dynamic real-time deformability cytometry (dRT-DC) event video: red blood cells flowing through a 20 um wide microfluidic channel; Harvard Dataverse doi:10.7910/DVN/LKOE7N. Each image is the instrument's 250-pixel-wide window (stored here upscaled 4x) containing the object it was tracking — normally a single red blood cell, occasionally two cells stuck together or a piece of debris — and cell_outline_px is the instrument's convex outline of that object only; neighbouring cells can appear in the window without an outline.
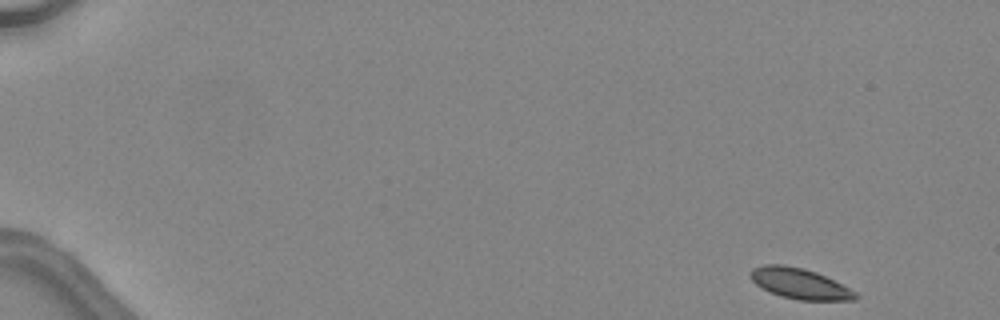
{"species": "common noctule bat (a hibernating species)", "species_latin": "Nyctalus noctula", "temperature_condition": "warm", "stored_images_in_passage": 46, "camera_frame_rate_fps": 3000, "um_per_image_px": 0.085, "animal": {"sex": "female", "body_mass_g": 24.6, "forearm_length_mm": 56.2}, "frame": {"image": 1, "passage_image": 1, "time_ms": 0.0, "image_size_px": [1000, 320], "cell_outline_px": [[860, 296], [856, 300], [800, 300], [780, 296], [760, 288], [748, 276], [752, 268], [764, 264], [784, 264], [804, 268], [816, 272], [856, 292]], "centroid_in_image_um": [67.93, 24.1], "position_along_channel_um": 17.1, "area_um2": 18.79}}
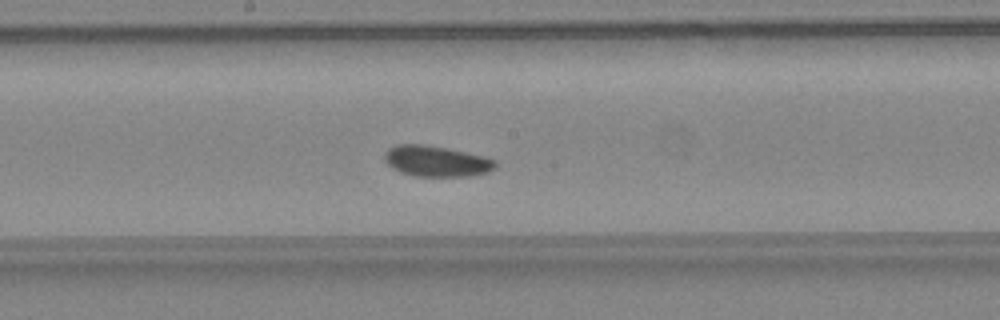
{"frame": {"image": 2, "passage_image": 25, "time_ms": 8.0, "image_size_px": [1000, 320], "cell_outline_px": [[496, 168], [488, 172], [472, 176], [412, 176], [400, 172], [392, 168], [384, 160], [384, 152], [388, 148], [396, 144], [424, 144], [484, 156], [496, 160]], "centroid_in_image_um": [37.07, 13.7], "position_along_channel_um": 211.1, "area_um2": 20.0}}
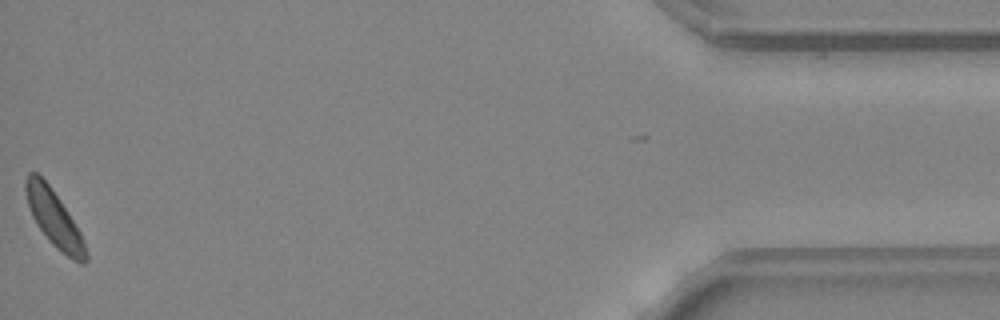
{"frame": {"image": 3, "passage_image": 45, "time_ms": 14.667, "image_size_px": [1000, 320], "cell_outline_px": [[88, 260], [84, 264], [80, 264], [72, 260], [60, 252], [48, 240], [36, 224], [32, 216], [28, 204], [24, 188], [24, 180], [28, 172], [36, 172], [48, 184], [68, 212], [80, 232], [88, 252]], "centroid_in_image_um": [4.6, 18.62], "position_along_channel_um": 430.6, "area_um2": 19.77}, "authors_computed_cell_mechanics": {"area_um2": 19.4786, "velocity_mm_per_s": 4.4669, "shape_relaxation_time_tau1_ms": null, "shape_relaxation_time_tau2_ms": 5.8271, "deformation_change_tau1": null, "deformation_change_tau2": 0.0898}}